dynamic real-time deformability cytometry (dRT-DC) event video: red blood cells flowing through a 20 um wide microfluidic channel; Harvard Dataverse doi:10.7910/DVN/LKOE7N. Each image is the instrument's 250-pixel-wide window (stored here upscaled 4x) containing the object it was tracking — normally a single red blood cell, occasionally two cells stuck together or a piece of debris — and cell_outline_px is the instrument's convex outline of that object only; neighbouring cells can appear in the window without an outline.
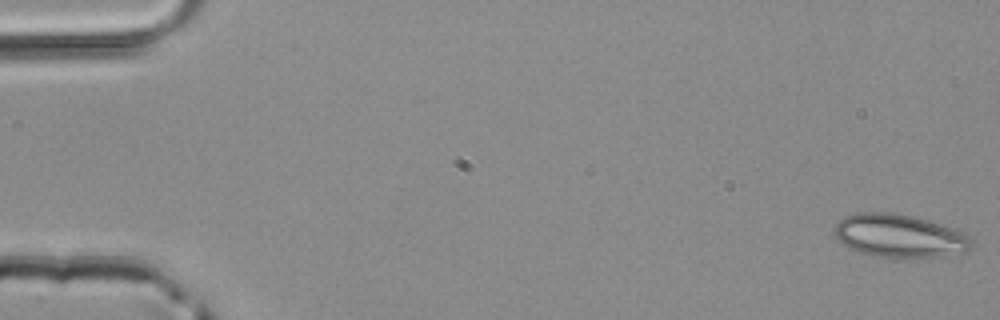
{"species": "common noctule bat (a hibernating species)", "species_latin": "Nyctalus noctula", "temperature_condition": "room temperature", "stored_images_in_passage": 48, "camera_frame_rate_fps": 3000, "um_per_image_px": 0.085, "animal": {"sex": "male", "body_mass_g": 20.4}, "frame": {"image": 1, "passage_image": 1, "time_ms": 0.0, "image_size_px": [1000, 320], "cell_outline_px": [[972, 248], [964, 252], [936, 256], [880, 256], [860, 252], [848, 248], [836, 236], [832, 228], [844, 216], [856, 212], [888, 212], [912, 216], [928, 220], [956, 228], [964, 232], [972, 240]], "centroid_in_image_um": [76.45, 20.01], "position_along_channel_um": 8.6, "area_um2": 34.1}}
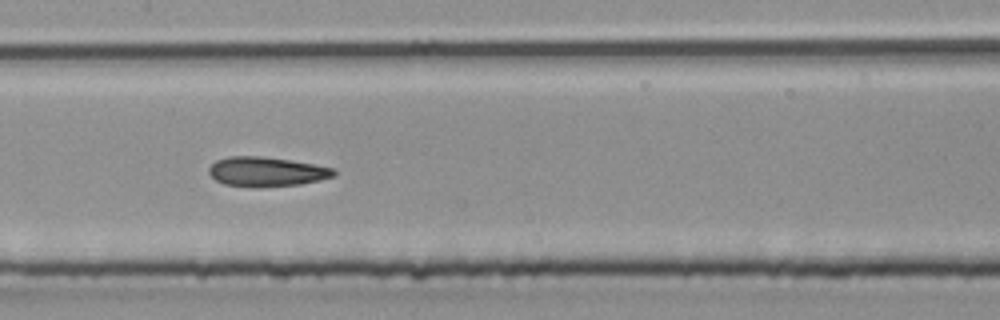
{"frame": {"image": 2, "passage_image": 24, "time_ms": 7.667, "image_size_px": [1000, 320], "cell_outline_px": [[336, 176], [320, 180], [300, 184], [260, 188], [256, 188], [224, 184], [216, 180], [208, 172], [208, 168], [216, 160], [228, 156], [264, 156], [336, 168]], "centroid_in_image_um": [22.66, 14.6], "position_along_channel_um": 184.7, "area_um2": 21.73}}
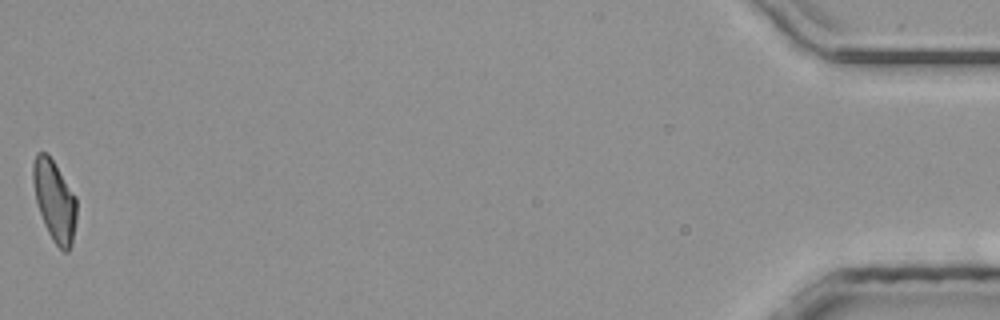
{"frame": {"image": 3, "passage_image": 48, "time_ms": 15.667, "image_size_px": [1000, 320], "cell_outline_px": [[76, 220], [72, 244], [68, 252], [64, 252], [52, 240], [44, 224], [36, 200], [32, 180], [32, 164], [36, 152], [44, 152], [52, 160], [76, 196]], "centroid_in_image_um": [4.63, 17.08], "position_along_channel_um": 430.6, "area_um2": 20.4}}